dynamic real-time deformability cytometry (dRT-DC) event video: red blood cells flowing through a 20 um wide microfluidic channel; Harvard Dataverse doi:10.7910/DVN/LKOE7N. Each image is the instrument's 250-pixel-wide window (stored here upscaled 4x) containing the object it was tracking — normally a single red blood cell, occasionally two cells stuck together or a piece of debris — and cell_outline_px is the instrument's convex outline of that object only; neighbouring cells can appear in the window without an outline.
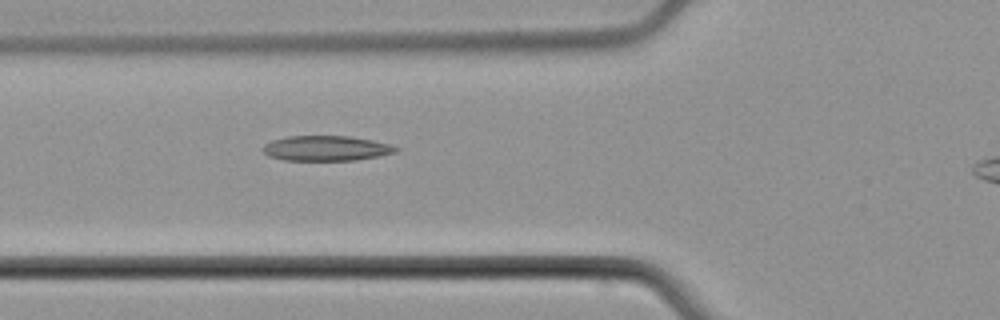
{"species": "common noctule bat (a hibernating species)", "species_latin": "Nyctalus noctula", "temperature_condition": "cold", "stored_images_in_passage": 6, "camera_frame_rate_fps": 3000, "um_per_image_px": 0.085, "animal": {"sex": "male", "body_mass_g": 21.5, "forearm_length_mm": 52.0}, "frame": {"image": 1, "passage_image": 6, "time_ms": 6.333, "image_size_px": [1000, 320], "cell_outline_px": [[400, 148], [396, 152], [356, 160], [284, 160], [268, 156], [260, 148], [264, 144], [272, 140], [288, 136], [348, 136], [372, 140], [388, 144]], "centroid_in_image_um": [27.67, 12.6], "position_along_channel_um": 98.1, "area_um2": 19.36}}